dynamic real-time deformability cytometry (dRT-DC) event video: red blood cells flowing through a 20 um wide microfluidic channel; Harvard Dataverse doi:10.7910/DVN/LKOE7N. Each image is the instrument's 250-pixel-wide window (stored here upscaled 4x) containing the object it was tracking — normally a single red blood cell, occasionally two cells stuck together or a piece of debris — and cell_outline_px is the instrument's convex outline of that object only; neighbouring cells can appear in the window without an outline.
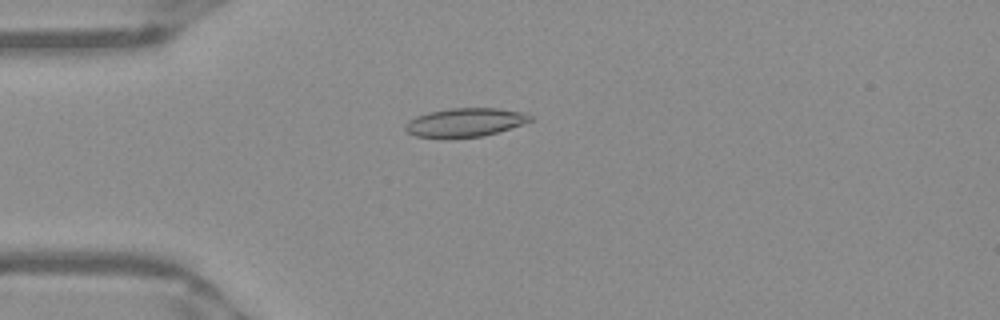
{"species": "Egyptian fruit bat (a non-hibernating species)", "species_latin": "Rousettus aegyptiacus", "temperature_condition": "warm", "stored_images_in_passage": 52, "camera_frame_rate_fps": 3000, "um_per_image_px": 0.085, "frame": {"image": 1, "passage_image": 14, "time_ms": 4.333, "image_size_px": [1000, 320], "cell_outline_px": [[532, 120], [496, 132], [480, 136], [416, 136], [408, 132], [404, 128], [408, 120], [416, 116], [428, 112], [448, 108], [496, 108], [520, 112], [532, 116]], "centroid_in_image_um": [39.49, 10.37], "position_along_channel_um": 45.5, "area_um2": 20.06}}
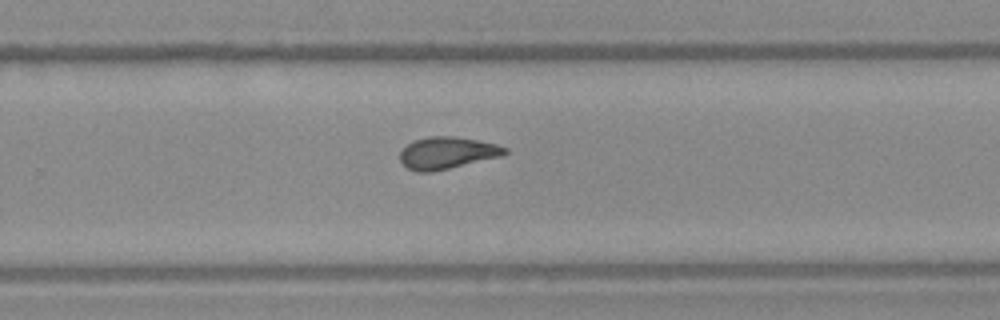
{"frame": {"image": 2, "passage_image": 34, "time_ms": 11.0, "image_size_px": [1000, 320], "cell_outline_px": [[508, 152], [500, 156], [432, 172], [416, 172], [400, 164], [400, 152], [412, 140], [428, 136], [452, 136], [476, 140], [496, 144], [508, 148]], "centroid_in_image_um": [37.95, 13.0], "position_along_channel_um": 291.8, "area_um2": 19.48}}
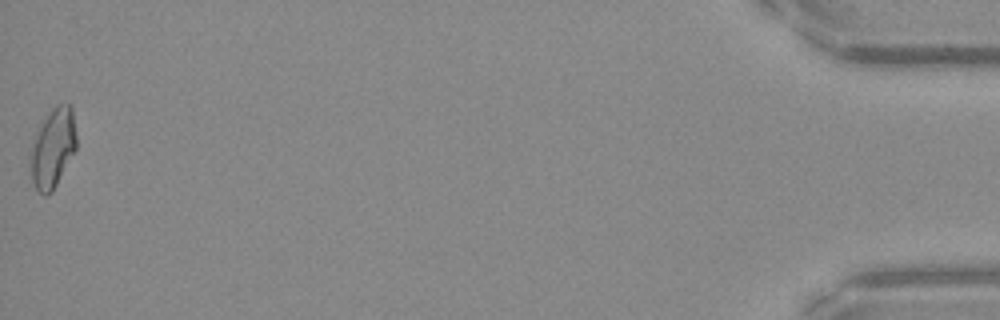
{"frame": {"image": 3, "passage_image": 52, "time_ms": 17.0, "image_size_px": [1000, 320], "cell_outline_px": [[76, 148], [52, 192], [44, 196], [36, 188], [32, 180], [28, 160], [28, 156], [32, 144], [40, 124], [52, 108], [56, 104], [72, 104], [76, 136]], "centroid_in_image_um": [4.47, 12.57], "position_along_channel_um": 430.7, "area_um2": 21.33}, "authors_computed_cell_mechanics": {"area_um2": 19.8543, "velocity_mm_per_s": 3.9444, "shape_relaxation_time_tau1_ms": 8.5328, "shape_relaxation_time_tau2_ms": 1.6251, "deformation_change_tau1": 0.2314, "deformation_change_tau2": 0.0856}}